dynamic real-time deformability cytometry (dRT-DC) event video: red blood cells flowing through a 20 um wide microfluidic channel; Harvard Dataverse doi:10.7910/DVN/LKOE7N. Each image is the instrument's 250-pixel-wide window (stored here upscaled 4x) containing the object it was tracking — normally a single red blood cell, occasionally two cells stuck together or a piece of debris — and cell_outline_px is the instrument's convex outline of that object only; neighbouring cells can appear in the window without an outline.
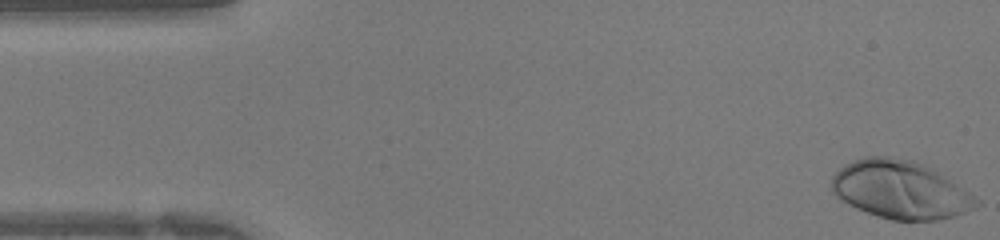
{"species": "human", "species_latin": "Homo sapiens", "temperature_condition": "warm", "stored_images_in_passage": 42, "camera_frame_rate_fps": 3000, "um_per_image_px": 0.085, "donor": {"sex": "female"}, "frame": {"image": 1, "passage_image": 1, "time_ms": 0.0, "image_size_px": [1000, 240], "cell_outline_px": [[984, 204], [976, 208], [956, 216], [940, 220], [892, 220], [856, 208], [840, 200], [832, 192], [832, 176], [844, 164], [852, 160], [864, 156], [888, 156], [912, 160], [932, 168], [980, 200]], "centroid_in_image_um": [76.53, 16.13], "position_along_channel_um": 8.5, "area_um2": 49.01}}
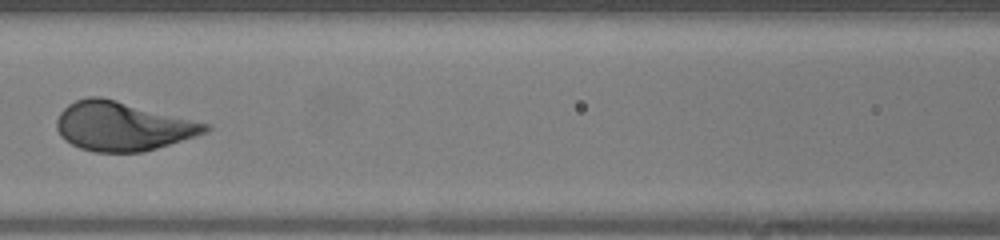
{"frame": {"image": 2, "passage_image": 18, "time_ms": 5.667, "image_size_px": [1000, 240], "cell_outline_px": [[212, 128], [208, 132], [196, 136], [144, 152], [96, 152], [80, 148], [72, 144], [60, 136], [56, 128], [56, 120], [60, 112], [68, 104], [76, 100], [88, 96], [100, 96], [212, 124]], "centroid_in_image_um": [10.43, 10.73], "position_along_channel_um": 156.2, "area_um2": 42.6}}
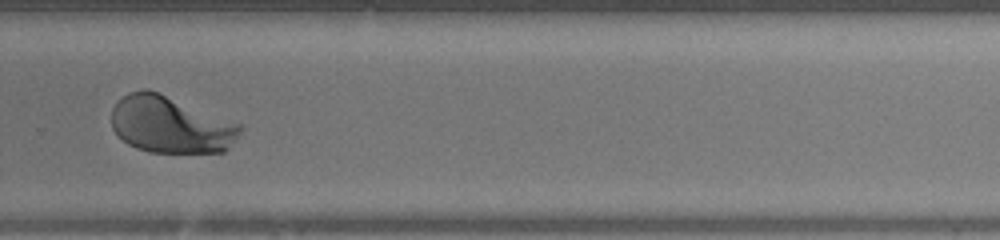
{"frame": {"image": 3, "passage_image": 28, "time_ms": 9.0, "image_size_px": [1000, 240], "cell_outline_px": [[244, 128], [228, 148], [224, 152], [148, 152], [136, 148], [128, 144], [112, 128], [112, 108], [128, 92], [144, 88], [148, 88], [240, 124]], "centroid_in_image_um": [14.49, 10.6], "position_along_channel_um": 315.3, "area_um2": 42.31}}